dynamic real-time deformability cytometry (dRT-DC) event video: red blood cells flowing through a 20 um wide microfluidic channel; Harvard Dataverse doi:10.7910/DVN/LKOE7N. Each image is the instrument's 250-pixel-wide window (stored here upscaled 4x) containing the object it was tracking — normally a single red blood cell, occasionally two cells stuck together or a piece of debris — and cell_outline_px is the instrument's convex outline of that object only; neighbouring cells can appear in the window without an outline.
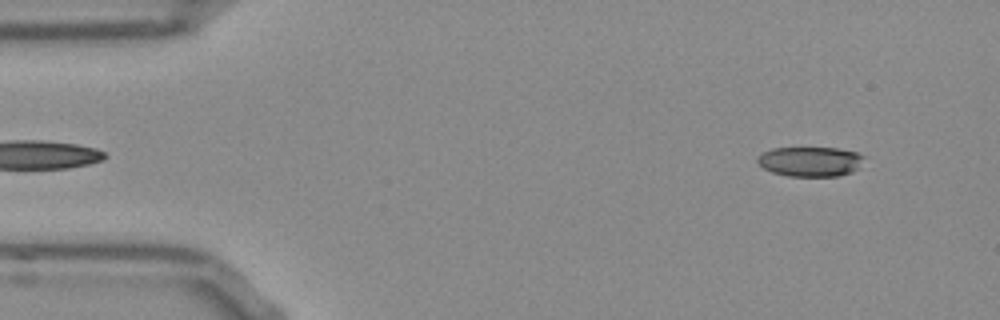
{"species": "Egyptian fruit bat (a non-hibernating species)", "species_latin": "Rousettus aegyptiacus", "temperature_condition": "room temperature", "stored_images_in_passage": 50, "camera_frame_rate_fps": 3000, "um_per_image_px": 0.085, "frame": {"image": 1, "passage_image": 3, "time_ms": 0.667, "image_size_px": [1000, 320], "cell_outline_px": [[864, 156], [856, 168], [852, 172], [840, 176], [788, 176], [772, 172], [764, 168], [756, 160], [756, 156], [772, 148], [840, 148], [856, 152]], "centroid_in_image_um": [68.84, 13.73], "position_along_channel_um": 16.2, "area_um2": 18.38}}
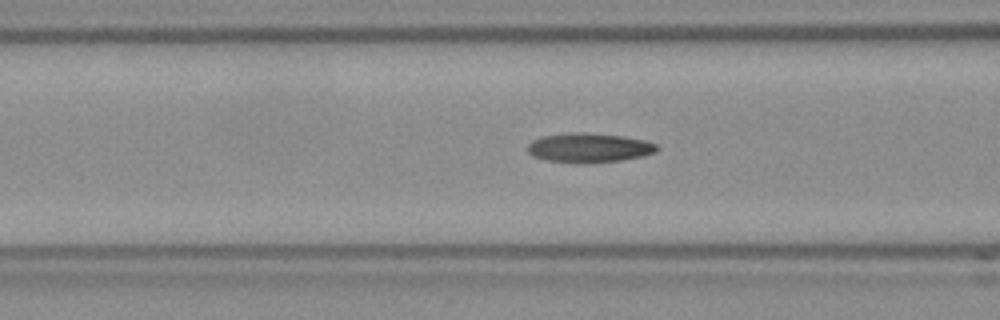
{"frame": {"image": 2, "passage_image": 18, "time_ms": 5.667, "image_size_px": [1000, 320], "cell_outline_px": [[660, 148], [656, 152], [644, 156], [620, 160], [548, 160], [532, 156], [528, 152], [528, 144], [532, 140], [540, 136], [572, 132], [588, 132], [620, 136], [644, 140], [656, 144]], "centroid_in_image_um": [50.08, 12.5], "position_along_channel_um": 116.5, "area_um2": 21.27}}
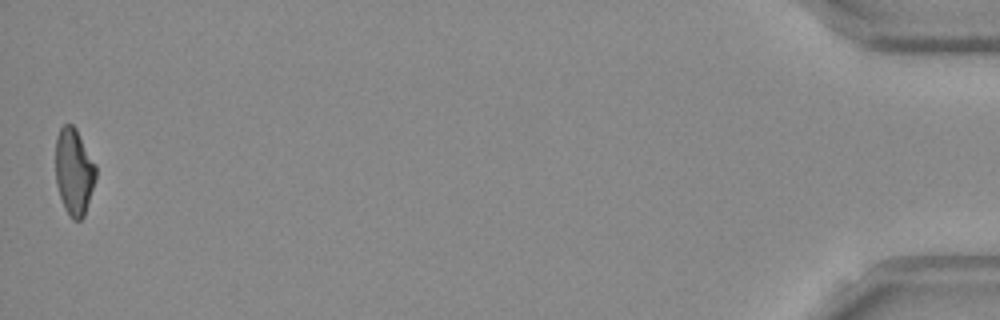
{"frame": {"image": 3, "passage_image": 50, "time_ms": 16.333, "image_size_px": [1000, 320], "cell_outline_px": [[96, 180], [84, 216], [80, 220], [72, 220], [68, 216], [64, 208], [56, 184], [56, 136], [60, 128], [64, 124], [72, 124], [76, 128], [96, 164]], "centroid_in_image_um": [6.3, 14.6], "position_along_channel_um": 428.9, "area_um2": 20.58}, "authors_computed_cell_mechanics": {"area_um2": 20.8369, "velocity_mm_per_s": 3.8662, "shape_relaxation_time_tau1_ms": null, "shape_relaxation_time_tau2_ms": 4.2743, "deformation_change_tau1": null, "deformation_change_tau2": 0.1412}}